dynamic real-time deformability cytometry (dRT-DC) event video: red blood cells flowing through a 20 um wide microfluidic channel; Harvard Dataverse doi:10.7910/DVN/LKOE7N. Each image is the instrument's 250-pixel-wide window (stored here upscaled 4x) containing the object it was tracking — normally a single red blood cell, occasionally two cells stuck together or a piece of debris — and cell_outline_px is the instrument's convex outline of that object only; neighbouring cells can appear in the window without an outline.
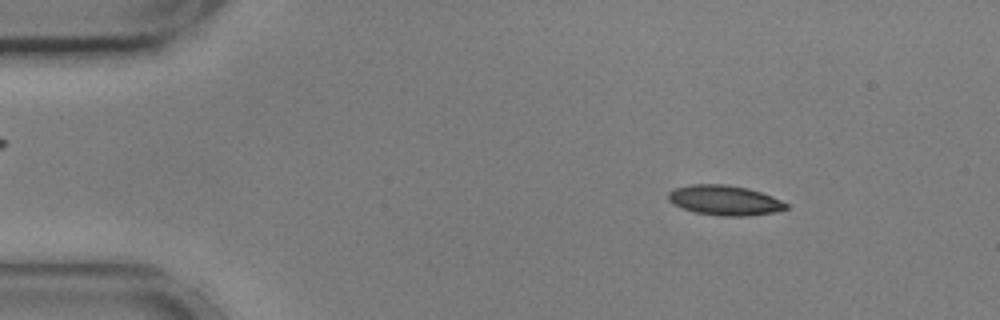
{"species": "common noctule bat (a hibernating species)", "species_latin": "Nyctalus noctula", "temperature_condition": "cold", "stored_images_in_passage": 51, "camera_frame_rate_fps": 3000, "um_per_image_px": 0.085, "animal": {"sex": "male", "body_mass_g": 17.9, "forearm_length_mm": 54.2}, "frame": {"image": 1, "passage_image": 4, "time_ms": 1.0, "image_size_px": [1000, 320], "cell_outline_px": [[788, 208], [776, 212], [748, 216], [720, 216], [696, 212], [672, 204], [668, 200], [668, 192], [676, 188], [692, 184], [724, 184], [748, 188], [772, 196], [788, 204]], "centroid_in_image_um": [61.6, 17.03], "position_along_channel_um": 23.4, "area_um2": 20.52}}
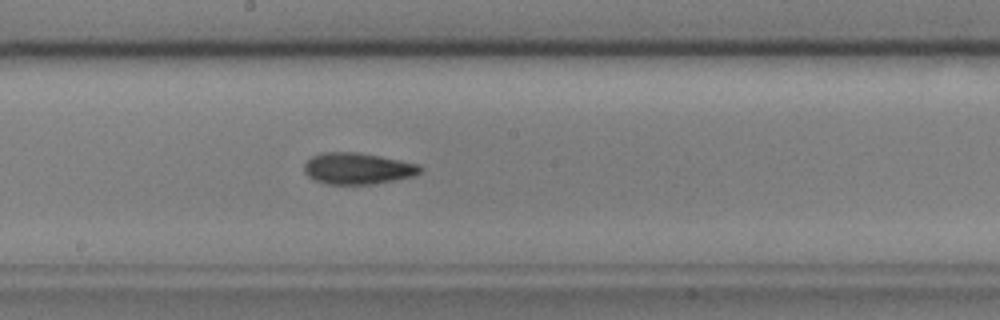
{"frame": {"image": 2, "passage_image": 26, "time_ms": 8.333, "image_size_px": [1000, 320], "cell_outline_px": [[424, 168], [416, 176], [372, 184], [328, 184], [316, 180], [308, 176], [304, 172], [304, 164], [312, 156], [324, 152], [356, 152], [380, 156], [420, 164]], "centroid_in_image_um": [30.43, 14.32], "position_along_channel_um": 217.8, "area_um2": 21.27}}
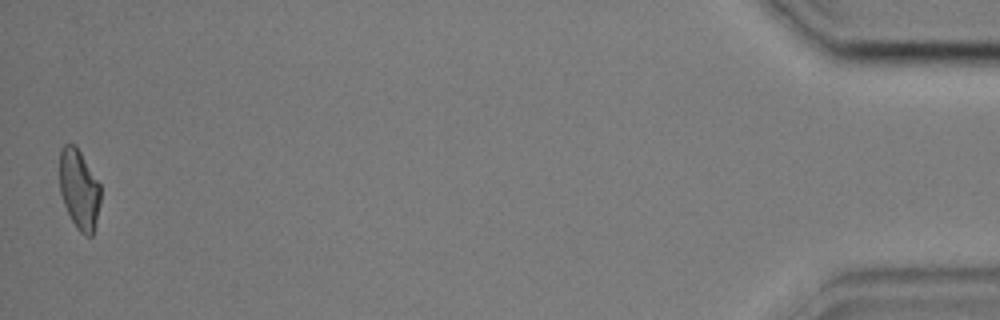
{"frame": {"image": 3, "passage_image": 51, "time_ms": 16.667, "image_size_px": [1000, 320], "cell_outline_px": [[100, 204], [92, 236], [84, 236], [76, 228], [64, 204], [60, 192], [60, 148], [64, 144], [76, 144], [100, 184]], "centroid_in_image_um": [6.72, 16.08], "position_along_channel_um": 428.5, "area_um2": 19.07}, "authors_computed_cell_mechanics": {"area_um2": 20.519, "velocity_mm_per_s": 3.6139, "shape_relaxation_time_tau1_ms": 4.6221, "shape_relaxation_time_tau2_ms": 3.8641, "deformation_change_tau1": 0.1338, "deformation_change_tau2": 0.109}}